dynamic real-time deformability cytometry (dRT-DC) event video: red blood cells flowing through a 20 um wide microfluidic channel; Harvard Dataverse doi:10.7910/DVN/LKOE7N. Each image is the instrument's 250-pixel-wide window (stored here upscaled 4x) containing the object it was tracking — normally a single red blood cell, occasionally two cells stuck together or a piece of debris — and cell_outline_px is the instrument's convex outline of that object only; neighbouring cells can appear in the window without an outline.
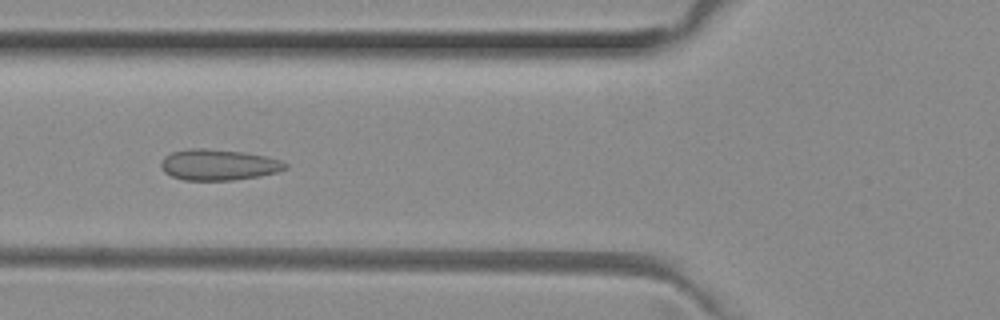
{"species": "common noctule bat (a hibernating species)", "species_latin": "Nyctalus noctula", "temperature_condition": "room temperature", "stored_images_in_passage": 43, "camera_frame_rate_fps": 3000, "um_per_image_px": 0.085, "animal": {"sex": "female", "body_mass_g": 29.2, "forearm_length_mm": 56.3}, "frame": {"image": 1, "passage_image": 18, "time_ms": 5.667, "image_size_px": [1000, 320], "cell_outline_px": [[288, 168], [276, 172], [260, 176], [232, 180], [184, 180], [172, 176], [164, 172], [160, 164], [164, 156], [172, 152], [188, 148], [204, 148], [244, 152], [264, 156], [280, 160], [288, 164]], "centroid_in_image_um": [18.56, 14.0], "position_along_channel_um": 107.2, "area_um2": 22.43}}
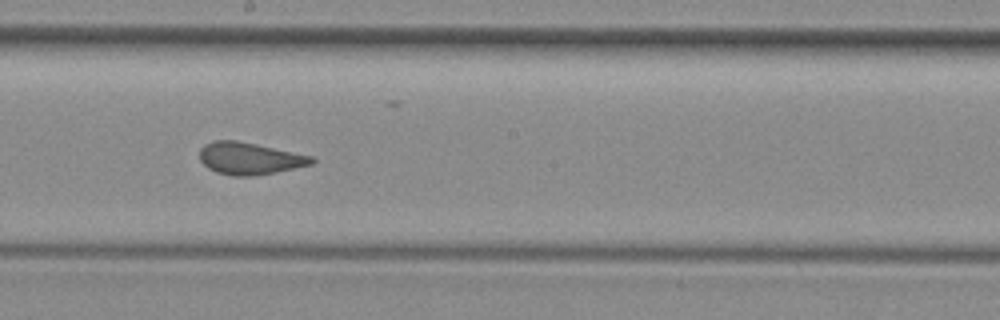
{"frame": {"image": 2, "passage_image": 27, "time_ms": 8.667, "image_size_px": [1000, 320], "cell_outline_px": [[316, 160], [312, 164], [276, 172], [256, 176], [232, 176], [216, 172], [208, 168], [200, 160], [200, 148], [204, 144], [212, 140], [236, 140], [256, 144], [312, 156]], "centroid_in_image_um": [21.19, 13.47], "position_along_channel_um": 227.0, "area_um2": 20.98}}
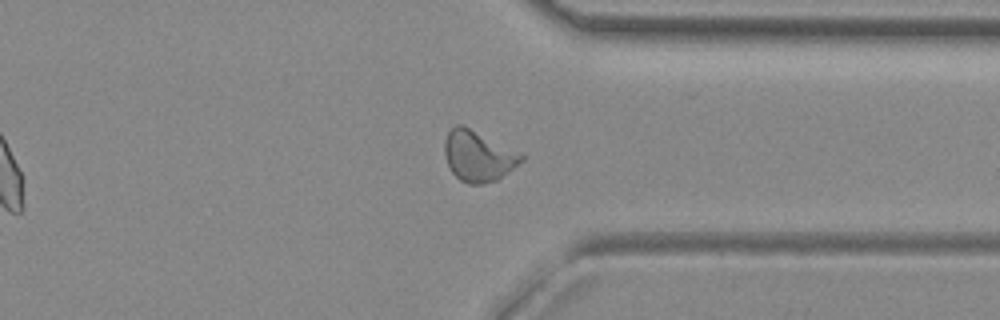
{"frame": {"image": 3, "passage_image": 38, "time_ms": 12.333, "image_size_px": [1000, 320], "cell_outline_px": [[524, 160], [508, 172], [496, 180], [484, 184], [468, 184], [460, 180], [448, 168], [444, 156], [444, 140], [448, 132], [456, 124], [464, 124], [524, 156]], "centroid_in_image_um": [40.59, 13.26], "position_along_channel_um": 370.8, "area_um2": 22.6}, "authors_computed_cell_mechanics": {"area_um2": 21.7906, "velocity_mm_per_s": 3.9981, "shape_relaxation_time_tau1_ms": null, "shape_relaxation_time_tau2_ms": 0.8291, "deformation_change_tau1": null, "deformation_change_tau2": 0.0673}}